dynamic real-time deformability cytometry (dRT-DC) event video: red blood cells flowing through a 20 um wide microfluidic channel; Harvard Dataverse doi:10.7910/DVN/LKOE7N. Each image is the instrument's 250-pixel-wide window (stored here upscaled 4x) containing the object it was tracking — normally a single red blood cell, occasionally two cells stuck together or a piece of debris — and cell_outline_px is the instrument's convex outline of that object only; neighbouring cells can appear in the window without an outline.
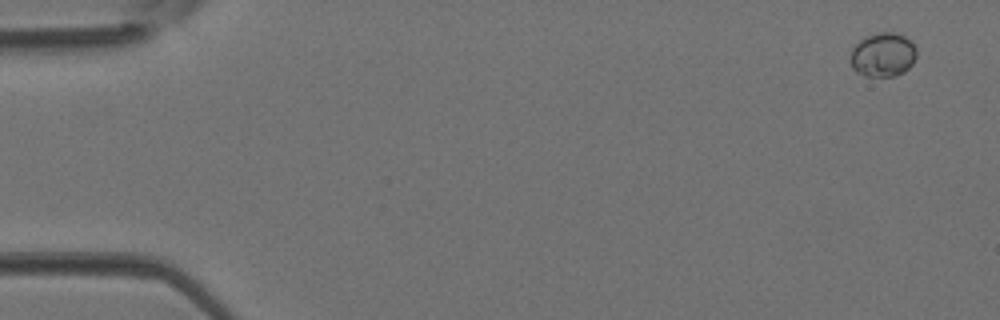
{"species": "Egyptian fruit bat (a non-hibernating species)", "species_latin": "Rousettus aegyptiacus", "temperature_condition": "room temperature", "stored_images_in_passage": 2, "camera_frame_rate_fps": 3000, "um_per_image_px": 0.085, "animal": {"sex": "female"}, "frame": {"image": 1, "passage_image": 2, "time_ms": 0.333, "image_size_px": [1000, 320], "cell_outline_px": [[916, 56], [912, 64], [904, 72], [896, 76], [864, 76], [856, 72], [852, 68], [848, 60], [852, 48], [864, 36], [880, 32], [896, 32], [904, 36], [916, 48]], "centroid_in_image_um": [75.0, 4.66], "position_along_channel_um": 10.0, "area_um2": 17.22}}